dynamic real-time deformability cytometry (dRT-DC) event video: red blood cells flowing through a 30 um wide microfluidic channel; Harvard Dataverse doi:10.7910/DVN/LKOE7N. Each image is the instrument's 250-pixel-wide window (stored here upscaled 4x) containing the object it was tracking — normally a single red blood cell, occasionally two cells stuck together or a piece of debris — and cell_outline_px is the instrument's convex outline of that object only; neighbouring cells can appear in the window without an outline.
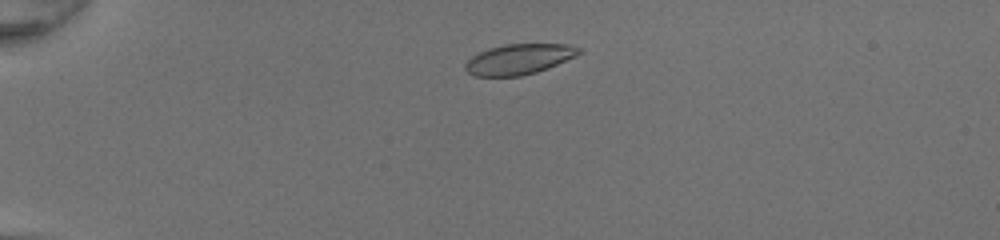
{"species": "common noctule bat (a hibernating species)", "species_latin": "Nyctalus noctula", "temperature_condition": "room temperature", "stored_images_in_passage": 43, "camera_frame_rate_fps": 3000, "um_per_image_px": 0.085, "animal": {"sex": "female", "body_mass_g": 20.0, "forearm_length_mm": 54.0}, "frame": {"image": 1, "passage_image": 6, "time_ms": 1.667, "image_size_px": [1000, 240], "cell_outline_px": [[580, 52], [576, 56], [548, 68], [536, 72], [520, 76], [476, 76], [468, 72], [464, 68], [464, 64], [472, 56], [488, 48], [504, 44], [568, 44], [580, 48]], "centroid_in_image_um": [44.1, 5.03], "position_along_channel_um": 40.9, "area_um2": 20.06}}
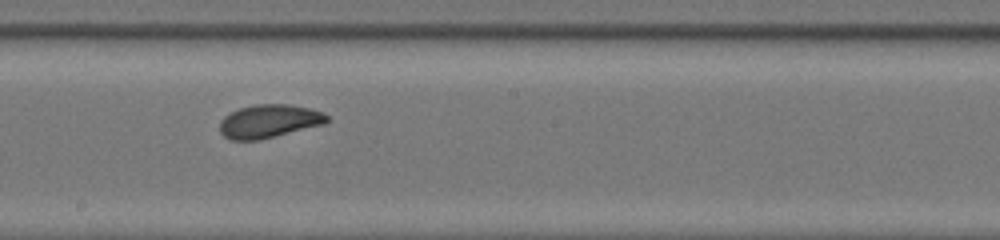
{"frame": {"image": 2, "passage_image": 23, "time_ms": 7.333, "image_size_px": [1000, 240], "cell_outline_px": [[328, 120], [324, 124], [260, 140], [232, 140], [224, 136], [220, 132], [220, 120], [224, 116], [240, 108], [256, 104], [288, 104], [308, 108], [324, 112], [328, 116]], "centroid_in_image_um": [22.87, 10.3], "position_along_channel_um": 225.3, "area_um2": 20.75}}
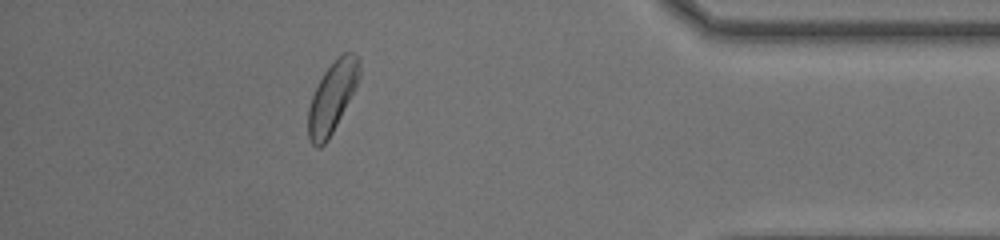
{"frame": {"image": 3, "passage_image": 38, "time_ms": 12.333, "image_size_px": [1000, 240], "cell_outline_px": [[360, 76], [328, 140], [320, 148], [316, 148], [312, 144], [308, 136], [308, 108], [312, 96], [324, 72], [344, 52], [352, 52], [360, 56]], "centroid_in_image_um": [28.23, 8.26], "position_along_channel_um": 407.0, "area_um2": 20.52}, "authors_computed_cell_mechanics": {"area_um2": 20.808, "velocity_mm_per_s": 4.2949, "shape_relaxation_time_tau1_ms": 2.5526, "shape_relaxation_time_tau2_ms": 1.1346, "deformation_change_tau1": 0.1213, "deformation_change_tau2": 0.0538}}